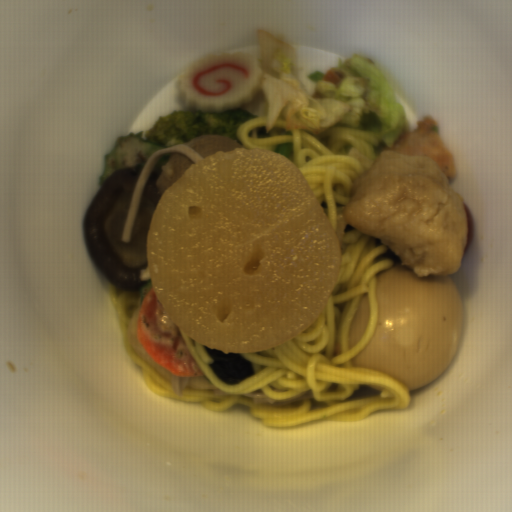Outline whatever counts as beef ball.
I'll return each instance as SVG.
<instances>
[{
  "mask_svg": "<svg viewBox=\"0 0 512 512\" xmlns=\"http://www.w3.org/2000/svg\"><path fill=\"white\" fill-rule=\"evenodd\" d=\"M185 146L196 151L204 159L221 151L246 149L239 141L222 135L203 134L186 141Z\"/></svg>",
  "mask_w": 512,
  "mask_h": 512,
  "instance_id": "c3f7d807",
  "label": "beef ball"
},
{
  "mask_svg": "<svg viewBox=\"0 0 512 512\" xmlns=\"http://www.w3.org/2000/svg\"><path fill=\"white\" fill-rule=\"evenodd\" d=\"M192 165L194 164L187 155L177 151L170 153L155 182L160 198Z\"/></svg>",
  "mask_w": 512,
  "mask_h": 512,
  "instance_id": "3eea062c",
  "label": "beef ball"
}]
</instances>
